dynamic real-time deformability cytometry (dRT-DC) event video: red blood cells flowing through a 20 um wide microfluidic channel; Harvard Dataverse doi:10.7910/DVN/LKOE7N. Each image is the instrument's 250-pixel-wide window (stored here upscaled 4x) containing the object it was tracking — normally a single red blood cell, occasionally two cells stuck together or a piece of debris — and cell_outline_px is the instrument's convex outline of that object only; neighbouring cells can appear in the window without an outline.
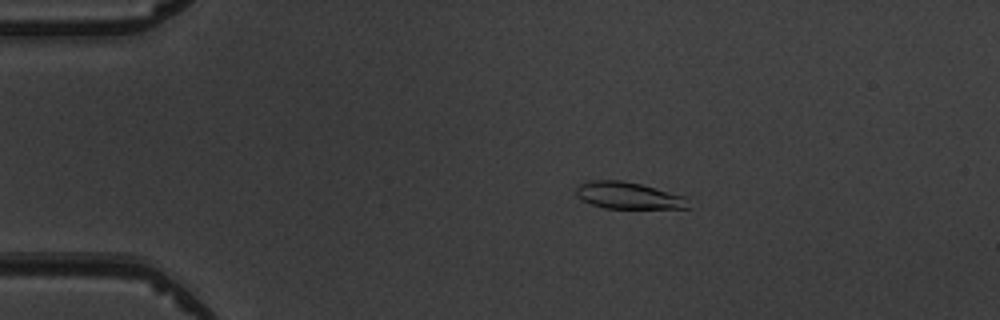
{"species": "common noctule bat (a hibernating species)", "species_latin": "Nyctalus noctula", "temperature_condition": "warm", "stored_images_in_passage": 7, "camera_frame_rate_fps": 3000, "um_per_image_px": 0.085, "animal": {"sex": "male", "body_mass_g": 19.5, "forearm_length_mm": 54.6}, "frame": {"image": 1, "passage_image": 3, "time_ms": 2.333, "image_size_px": [1000, 320], "cell_outline_px": [[692, 208], [604, 208], [592, 204], [576, 196], [576, 188], [580, 184], [588, 180], [620, 180], [640, 184], [688, 196]], "centroid_in_image_um": [53.47, 16.62], "position_along_channel_um": 31.5, "area_um2": 17.69}}
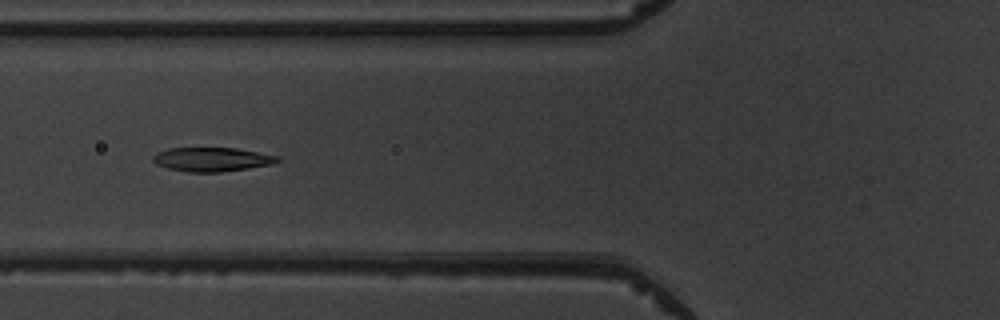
{"frame": {"image": 2, "passage_image": 6, "time_ms": 5.667, "image_size_px": [1000, 320], "cell_outline_px": [[280, 160], [272, 164], [248, 168], [220, 172], [188, 172], [168, 168], [156, 164], [152, 160], [152, 156], [156, 152], [168, 148], [236, 148], [280, 156]], "centroid_in_image_um": [17.99, 13.54], "position_along_channel_um": 107.8, "area_um2": 17.46}}
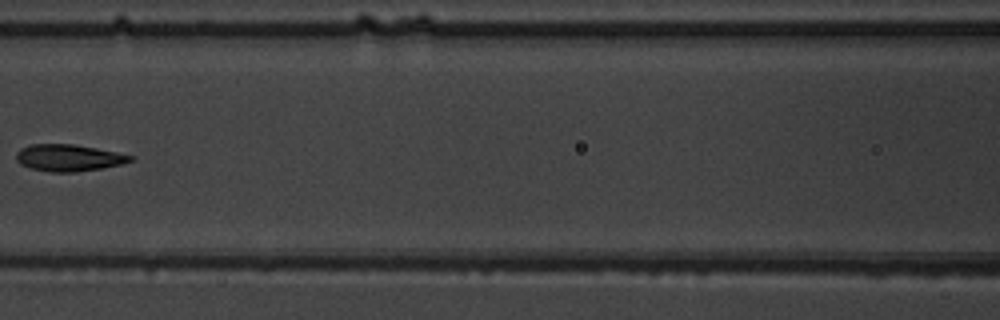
{"frame": {"image": 3, "passage_image": 7, "time_ms": 7.0, "image_size_px": [1000, 320], "cell_outline_px": [[136, 156], [132, 160], [120, 164], [100, 168], [76, 172], [52, 172], [32, 168], [20, 164], [16, 160], [16, 152], [20, 148], [28, 144], [76, 144]], "centroid_in_image_um": [5.81, 13.4], "position_along_channel_um": 160.8, "area_um2": 17.8}}